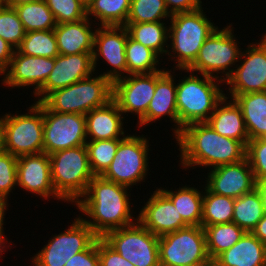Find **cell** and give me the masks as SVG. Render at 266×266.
Wrapping results in <instances>:
<instances>
[{"instance_id": "1", "label": "cell", "mask_w": 266, "mask_h": 266, "mask_svg": "<svg viewBox=\"0 0 266 266\" xmlns=\"http://www.w3.org/2000/svg\"><path fill=\"white\" fill-rule=\"evenodd\" d=\"M128 190L127 186L106 180L102 176H94L85 194L75 203L77 209L89 219L82 216L80 218L98 238L138 220L137 216L135 218V215H132L129 201L131 193L129 194Z\"/></svg>"}, {"instance_id": "2", "label": "cell", "mask_w": 266, "mask_h": 266, "mask_svg": "<svg viewBox=\"0 0 266 266\" xmlns=\"http://www.w3.org/2000/svg\"><path fill=\"white\" fill-rule=\"evenodd\" d=\"M175 138L185 170L195 166L212 169L246 158L247 147L241 141L218 134L207 122L189 124Z\"/></svg>"}, {"instance_id": "3", "label": "cell", "mask_w": 266, "mask_h": 266, "mask_svg": "<svg viewBox=\"0 0 266 266\" xmlns=\"http://www.w3.org/2000/svg\"><path fill=\"white\" fill-rule=\"evenodd\" d=\"M219 83L221 85L223 82L205 75L200 77L194 72L179 79L176 84L178 134L189 124L209 120L217 104L225 96Z\"/></svg>"}, {"instance_id": "4", "label": "cell", "mask_w": 266, "mask_h": 266, "mask_svg": "<svg viewBox=\"0 0 266 266\" xmlns=\"http://www.w3.org/2000/svg\"><path fill=\"white\" fill-rule=\"evenodd\" d=\"M169 20L168 39L171 43L168 46L174 54L168 51L167 55L175 58L171 59L177 63L173 69H187L196 60L205 40L218 26L207 18L203 7L174 14Z\"/></svg>"}, {"instance_id": "5", "label": "cell", "mask_w": 266, "mask_h": 266, "mask_svg": "<svg viewBox=\"0 0 266 266\" xmlns=\"http://www.w3.org/2000/svg\"><path fill=\"white\" fill-rule=\"evenodd\" d=\"M49 158L56 194L62 201L75 204L85 194L94 177L89 166L86 145L52 153Z\"/></svg>"}, {"instance_id": "6", "label": "cell", "mask_w": 266, "mask_h": 266, "mask_svg": "<svg viewBox=\"0 0 266 266\" xmlns=\"http://www.w3.org/2000/svg\"><path fill=\"white\" fill-rule=\"evenodd\" d=\"M113 82L103 75H93L50 93L42 103L59 113L86 115L112 99Z\"/></svg>"}, {"instance_id": "7", "label": "cell", "mask_w": 266, "mask_h": 266, "mask_svg": "<svg viewBox=\"0 0 266 266\" xmlns=\"http://www.w3.org/2000/svg\"><path fill=\"white\" fill-rule=\"evenodd\" d=\"M233 30L232 24L227 25L226 28L223 27L222 30L217 27L203 43L196 60L187 69H180V71H186V73L195 71V73L199 72V75L225 82L234 71L231 67L240 62L242 51ZM220 73H223V76L219 77Z\"/></svg>"}, {"instance_id": "8", "label": "cell", "mask_w": 266, "mask_h": 266, "mask_svg": "<svg viewBox=\"0 0 266 266\" xmlns=\"http://www.w3.org/2000/svg\"><path fill=\"white\" fill-rule=\"evenodd\" d=\"M28 109V113L1 117L4 151L16 157L44 152L43 103L35 102Z\"/></svg>"}, {"instance_id": "9", "label": "cell", "mask_w": 266, "mask_h": 266, "mask_svg": "<svg viewBox=\"0 0 266 266\" xmlns=\"http://www.w3.org/2000/svg\"><path fill=\"white\" fill-rule=\"evenodd\" d=\"M160 266L209 265L202 226H187L159 237Z\"/></svg>"}, {"instance_id": "10", "label": "cell", "mask_w": 266, "mask_h": 266, "mask_svg": "<svg viewBox=\"0 0 266 266\" xmlns=\"http://www.w3.org/2000/svg\"><path fill=\"white\" fill-rule=\"evenodd\" d=\"M144 135H126L120 142L116 154L106 171L104 179L127 186L145 182L148 169L149 140ZM144 180V181H143Z\"/></svg>"}, {"instance_id": "11", "label": "cell", "mask_w": 266, "mask_h": 266, "mask_svg": "<svg viewBox=\"0 0 266 266\" xmlns=\"http://www.w3.org/2000/svg\"><path fill=\"white\" fill-rule=\"evenodd\" d=\"M103 239L134 266H160L159 237L138 220L129 226L108 232Z\"/></svg>"}, {"instance_id": "12", "label": "cell", "mask_w": 266, "mask_h": 266, "mask_svg": "<svg viewBox=\"0 0 266 266\" xmlns=\"http://www.w3.org/2000/svg\"><path fill=\"white\" fill-rule=\"evenodd\" d=\"M68 227L50 238L31 258L35 266H65L74 255L85 251L98 238L79 216Z\"/></svg>"}, {"instance_id": "13", "label": "cell", "mask_w": 266, "mask_h": 266, "mask_svg": "<svg viewBox=\"0 0 266 266\" xmlns=\"http://www.w3.org/2000/svg\"><path fill=\"white\" fill-rule=\"evenodd\" d=\"M43 123L44 153L86 145L85 115L50 111L43 104Z\"/></svg>"}, {"instance_id": "14", "label": "cell", "mask_w": 266, "mask_h": 266, "mask_svg": "<svg viewBox=\"0 0 266 266\" xmlns=\"http://www.w3.org/2000/svg\"><path fill=\"white\" fill-rule=\"evenodd\" d=\"M261 38L259 42L250 43L247 50L241 51V64L233 67L236 69L224 82L229 85L231 99L245 93L266 91V33Z\"/></svg>"}, {"instance_id": "15", "label": "cell", "mask_w": 266, "mask_h": 266, "mask_svg": "<svg viewBox=\"0 0 266 266\" xmlns=\"http://www.w3.org/2000/svg\"><path fill=\"white\" fill-rule=\"evenodd\" d=\"M156 89V72L128 74L113 81L112 99L122 111L137 114L140 120L147 112ZM125 113V114H124Z\"/></svg>"}, {"instance_id": "16", "label": "cell", "mask_w": 266, "mask_h": 266, "mask_svg": "<svg viewBox=\"0 0 266 266\" xmlns=\"http://www.w3.org/2000/svg\"><path fill=\"white\" fill-rule=\"evenodd\" d=\"M128 36L125 26H99L95 31L92 53L94 70L99 59L103 58L112 68L100 75L112 82L127 74L125 47Z\"/></svg>"}, {"instance_id": "17", "label": "cell", "mask_w": 266, "mask_h": 266, "mask_svg": "<svg viewBox=\"0 0 266 266\" xmlns=\"http://www.w3.org/2000/svg\"><path fill=\"white\" fill-rule=\"evenodd\" d=\"M94 72L92 53L59 54L45 83L34 94L38 97L35 102H42L50 93L93 76Z\"/></svg>"}, {"instance_id": "18", "label": "cell", "mask_w": 266, "mask_h": 266, "mask_svg": "<svg viewBox=\"0 0 266 266\" xmlns=\"http://www.w3.org/2000/svg\"><path fill=\"white\" fill-rule=\"evenodd\" d=\"M206 187L213 193L234 199L256 188V181L247 157L237 163L212 168Z\"/></svg>"}, {"instance_id": "19", "label": "cell", "mask_w": 266, "mask_h": 266, "mask_svg": "<svg viewBox=\"0 0 266 266\" xmlns=\"http://www.w3.org/2000/svg\"><path fill=\"white\" fill-rule=\"evenodd\" d=\"M55 64V58L29 56L15 49L8 69L2 74L5 87H34L35 94L45 83Z\"/></svg>"}, {"instance_id": "20", "label": "cell", "mask_w": 266, "mask_h": 266, "mask_svg": "<svg viewBox=\"0 0 266 266\" xmlns=\"http://www.w3.org/2000/svg\"><path fill=\"white\" fill-rule=\"evenodd\" d=\"M17 186L45 199L62 200L54 190L50 158L44 152L17 157Z\"/></svg>"}, {"instance_id": "21", "label": "cell", "mask_w": 266, "mask_h": 266, "mask_svg": "<svg viewBox=\"0 0 266 266\" xmlns=\"http://www.w3.org/2000/svg\"><path fill=\"white\" fill-rule=\"evenodd\" d=\"M138 221L158 237L189 226L160 188L154 191L140 209Z\"/></svg>"}, {"instance_id": "22", "label": "cell", "mask_w": 266, "mask_h": 266, "mask_svg": "<svg viewBox=\"0 0 266 266\" xmlns=\"http://www.w3.org/2000/svg\"><path fill=\"white\" fill-rule=\"evenodd\" d=\"M164 68L156 72V89L150 101L146 114L139 120L138 125L145 126L167 115L174 122V136L178 135V112L176 106V78ZM175 78V79H174ZM163 116V117H162Z\"/></svg>"}, {"instance_id": "23", "label": "cell", "mask_w": 266, "mask_h": 266, "mask_svg": "<svg viewBox=\"0 0 266 266\" xmlns=\"http://www.w3.org/2000/svg\"><path fill=\"white\" fill-rule=\"evenodd\" d=\"M85 117L87 140H110L126 136L123 130L125 118L113 99L104 106L94 108Z\"/></svg>"}, {"instance_id": "24", "label": "cell", "mask_w": 266, "mask_h": 266, "mask_svg": "<svg viewBox=\"0 0 266 266\" xmlns=\"http://www.w3.org/2000/svg\"><path fill=\"white\" fill-rule=\"evenodd\" d=\"M90 18L70 23L56 24L54 33L61 55L93 53L94 34Z\"/></svg>"}, {"instance_id": "25", "label": "cell", "mask_w": 266, "mask_h": 266, "mask_svg": "<svg viewBox=\"0 0 266 266\" xmlns=\"http://www.w3.org/2000/svg\"><path fill=\"white\" fill-rule=\"evenodd\" d=\"M226 94L217 104L207 123L220 135L241 141L246 147L249 136L245 127L243 113L234 99Z\"/></svg>"}, {"instance_id": "26", "label": "cell", "mask_w": 266, "mask_h": 266, "mask_svg": "<svg viewBox=\"0 0 266 266\" xmlns=\"http://www.w3.org/2000/svg\"><path fill=\"white\" fill-rule=\"evenodd\" d=\"M215 266H266V245L252 233L245 235L230 249L218 255Z\"/></svg>"}, {"instance_id": "27", "label": "cell", "mask_w": 266, "mask_h": 266, "mask_svg": "<svg viewBox=\"0 0 266 266\" xmlns=\"http://www.w3.org/2000/svg\"><path fill=\"white\" fill-rule=\"evenodd\" d=\"M249 140L266 138V91L237 95Z\"/></svg>"}, {"instance_id": "28", "label": "cell", "mask_w": 266, "mask_h": 266, "mask_svg": "<svg viewBox=\"0 0 266 266\" xmlns=\"http://www.w3.org/2000/svg\"><path fill=\"white\" fill-rule=\"evenodd\" d=\"M160 188L189 226H201L204 190L201 192L190 185L179 187L177 191Z\"/></svg>"}, {"instance_id": "29", "label": "cell", "mask_w": 266, "mask_h": 266, "mask_svg": "<svg viewBox=\"0 0 266 266\" xmlns=\"http://www.w3.org/2000/svg\"><path fill=\"white\" fill-rule=\"evenodd\" d=\"M130 38L153 50L159 57L169 51L168 36L169 26L165 22L126 23ZM166 45V46H165ZM166 47V48H165Z\"/></svg>"}, {"instance_id": "30", "label": "cell", "mask_w": 266, "mask_h": 266, "mask_svg": "<svg viewBox=\"0 0 266 266\" xmlns=\"http://www.w3.org/2000/svg\"><path fill=\"white\" fill-rule=\"evenodd\" d=\"M264 215L263 202L257 188L235 199L232 222L251 233Z\"/></svg>"}, {"instance_id": "31", "label": "cell", "mask_w": 266, "mask_h": 266, "mask_svg": "<svg viewBox=\"0 0 266 266\" xmlns=\"http://www.w3.org/2000/svg\"><path fill=\"white\" fill-rule=\"evenodd\" d=\"M202 227L206 235L208 255L212 261L222 252L233 247L246 233L233 222Z\"/></svg>"}, {"instance_id": "32", "label": "cell", "mask_w": 266, "mask_h": 266, "mask_svg": "<svg viewBox=\"0 0 266 266\" xmlns=\"http://www.w3.org/2000/svg\"><path fill=\"white\" fill-rule=\"evenodd\" d=\"M131 0H91L87 17L94 16L100 26H124L129 16Z\"/></svg>"}, {"instance_id": "33", "label": "cell", "mask_w": 266, "mask_h": 266, "mask_svg": "<svg viewBox=\"0 0 266 266\" xmlns=\"http://www.w3.org/2000/svg\"><path fill=\"white\" fill-rule=\"evenodd\" d=\"M235 199L211 192L206 186L203 194L201 226L231 223Z\"/></svg>"}, {"instance_id": "34", "label": "cell", "mask_w": 266, "mask_h": 266, "mask_svg": "<svg viewBox=\"0 0 266 266\" xmlns=\"http://www.w3.org/2000/svg\"><path fill=\"white\" fill-rule=\"evenodd\" d=\"M25 32L53 30L56 21L44 0L23 3L14 7Z\"/></svg>"}, {"instance_id": "35", "label": "cell", "mask_w": 266, "mask_h": 266, "mask_svg": "<svg viewBox=\"0 0 266 266\" xmlns=\"http://www.w3.org/2000/svg\"><path fill=\"white\" fill-rule=\"evenodd\" d=\"M125 56L128 74L153 73L161 71L157 65L160 57L150 48L127 37ZM158 68V69H157Z\"/></svg>"}, {"instance_id": "36", "label": "cell", "mask_w": 266, "mask_h": 266, "mask_svg": "<svg viewBox=\"0 0 266 266\" xmlns=\"http://www.w3.org/2000/svg\"><path fill=\"white\" fill-rule=\"evenodd\" d=\"M17 50L24 55L56 58L59 52L54 29L26 32Z\"/></svg>"}, {"instance_id": "37", "label": "cell", "mask_w": 266, "mask_h": 266, "mask_svg": "<svg viewBox=\"0 0 266 266\" xmlns=\"http://www.w3.org/2000/svg\"><path fill=\"white\" fill-rule=\"evenodd\" d=\"M122 139L87 140L89 166L94 176H101L110 166Z\"/></svg>"}, {"instance_id": "38", "label": "cell", "mask_w": 266, "mask_h": 266, "mask_svg": "<svg viewBox=\"0 0 266 266\" xmlns=\"http://www.w3.org/2000/svg\"><path fill=\"white\" fill-rule=\"evenodd\" d=\"M171 16L165 0H131L126 23L158 22Z\"/></svg>"}, {"instance_id": "39", "label": "cell", "mask_w": 266, "mask_h": 266, "mask_svg": "<svg viewBox=\"0 0 266 266\" xmlns=\"http://www.w3.org/2000/svg\"><path fill=\"white\" fill-rule=\"evenodd\" d=\"M53 13L56 24L87 18V5L81 0H44Z\"/></svg>"}, {"instance_id": "40", "label": "cell", "mask_w": 266, "mask_h": 266, "mask_svg": "<svg viewBox=\"0 0 266 266\" xmlns=\"http://www.w3.org/2000/svg\"><path fill=\"white\" fill-rule=\"evenodd\" d=\"M25 30L14 7L7 6L0 12V37L17 49L23 38Z\"/></svg>"}, {"instance_id": "41", "label": "cell", "mask_w": 266, "mask_h": 266, "mask_svg": "<svg viewBox=\"0 0 266 266\" xmlns=\"http://www.w3.org/2000/svg\"><path fill=\"white\" fill-rule=\"evenodd\" d=\"M17 186V157L9 152L0 153V196L8 200Z\"/></svg>"}, {"instance_id": "42", "label": "cell", "mask_w": 266, "mask_h": 266, "mask_svg": "<svg viewBox=\"0 0 266 266\" xmlns=\"http://www.w3.org/2000/svg\"><path fill=\"white\" fill-rule=\"evenodd\" d=\"M246 157L256 182L266 179V138L249 140Z\"/></svg>"}, {"instance_id": "43", "label": "cell", "mask_w": 266, "mask_h": 266, "mask_svg": "<svg viewBox=\"0 0 266 266\" xmlns=\"http://www.w3.org/2000/svg\"><path fill=\"white\" fill-rule=\"evenodd\" d=\"M100 266H134L115 251L103 238H98Z\"/></svg>"}, {"instance_id": "44", "label": "cell", "mask_w": 266, "mask_h": 266, "mask_svg": "<svg viewBox=\"0 0 266 266\" xmlns=\"http://www.w3.org/2000/svg\"><path fill=\"white\" fill-rule=\"evenodd\" d=\"M65 266H100L98 238L85 251L74 255Z\"/></svg>"}, {"instance_id": "45", "label": "cell", "mask_w": 266, "mask_h": 266, "mask_svg": "<svg viewBox=\"0 0 266 266\" xmlns=\"http://www.w3.org/2000/svg\"><path fill=\"white\" fill-rule=\"evenodd\" d=\"M165 3L171 15L191 12L202 7L201 0H165Z\"/></svg>"}, {"instance_id": "46", "label": "cell", "mask_w": 266, "mask_h": 266, "mask_svg": "<svg viewBox=\"0 0 266 266\" xmlns=\"http://www.w3.org/2000/svg\"><path fill=\"white\" fill-rule=\"evenodd\" d=\"M15 48L0 37V75L9 67Z\"/></svg>"}, {"instance_id": "47", "label": "cell", "mask_w": 266, "mask_h": 266, "mask_svg": "<svg viewBox=\"0 0 266 266\" xmlns=\"http://www.w3.org/2000/svg\"><path fill=\"white\" fill-rule=\"evenodd\" d=\"M251 233L266 245V214L263 215Z\"/></svg>"}, {"instance_id": "48", "label": "cell", "mask_w": 266, "mask_h": 266, "mask_svg": "<svg viewBox=\"0 0 266 266\" xmlns=\"http://www.w3.org/2000/svg\"><path fill=\"white\" fill-rule=\"evenodd\" d=\"M8 201L9 200H7L6 198H4V197H2V196H0V238L1 239H3V240H5L6 242H7V240H6V238H5V231L3 230V225H4V220H5V214H6V209H8L7 207H8Z\"/></svg>"}, {"instance_id": "49", "label": "cell", "mask_w": 266, "mask_h": 266, "mask_svg": "<svg viewBox=\"0 0 266 266\" xmlns=\"http://www.w3.org/2000/svg\"><path fill=\"white\" fill-rule=\"evenodd\" d=\"M256 188L259 191L262 202H263V210L264 214H266V179L260 180L256 182Z\"/></svg>"}, {"instance_id": "50", "label": "cell", "mask_w": 266, "mask_h": 266, "mask_svg": "<svg viewBox=\"0 0 266 266\" xmlns=\"http://www.w3.org/2000/svg\"><path fill=\"white\" fill-rule=\"evenodd\" d=\"M40 0H6L7 6L9 7H16L17 5L29 2H35Z\"/></svg>"}, {"instance_id": "51", "label": "cell", "mask_w": 266, "mask_h": 266, "mask_svg": "<svg viewBox=\"0 0 266 266\" xmlns=\"http://www.w3.org/2000/svg\"><path fill=\"white\" fill-rule=\"evenodd\" d=\"M3 151H4L3 126L0 117V153H2Z\"/></svg>"}, {"instance_id": "52", "label": "cell", "mask_w": 266, "mask_h": 266, "mask_svg": "<svg viewBox=\"0 0 266 266\" xmlns=\"http://www.w3.org/2000/svg\"><path fill=\"white\" fill-rule=\"evenodd\" d=\"M5 243H6V242H5L3 239L0 238V255L3 254V253H2L3 251H6V250H4V248H5V249L7 248V247H6L7 245H5ZM0 258H1V257H0Z\"/></svg>"}, {"instance_id": "53", "label": "cell", "mask_w": 266, "mask_h": 266, "mask_svg": "<svg viewBox=\"0 0 266 266\" xmlns=\"http://www.w3.org/2000/svg\"><path fill=\"white\" fill-rule=\"evenodd\" d=\"M7 7L6 0H0V12H2Z\"/></svg>"}, {"instance_id": "54", "label": "cell", "mask_w": 266, "mask_h": 266, "mask_svg": "<svg viewBox=\"0 0 266 266\" xmlns=\"http://www.w3.org/2000/svg\"><path fill=\"white\" fill-rule=\"evenodd\" d=\"M84 4H88L91 0H81Z\"/></svg>"}, {"instance_id": "55", "label": "cell", "mask_w": 266, "mask_h": 266, "mask_svg": "<svg viewBox=\"0 0 266 266\" xmlns=\"http://www.w3.org/2000/svg\"><path fill=\"white\" fill-rule=\"evenodd\" d=\"M187 266H207V265H187Z\"/></svg>"}]
</instances>
